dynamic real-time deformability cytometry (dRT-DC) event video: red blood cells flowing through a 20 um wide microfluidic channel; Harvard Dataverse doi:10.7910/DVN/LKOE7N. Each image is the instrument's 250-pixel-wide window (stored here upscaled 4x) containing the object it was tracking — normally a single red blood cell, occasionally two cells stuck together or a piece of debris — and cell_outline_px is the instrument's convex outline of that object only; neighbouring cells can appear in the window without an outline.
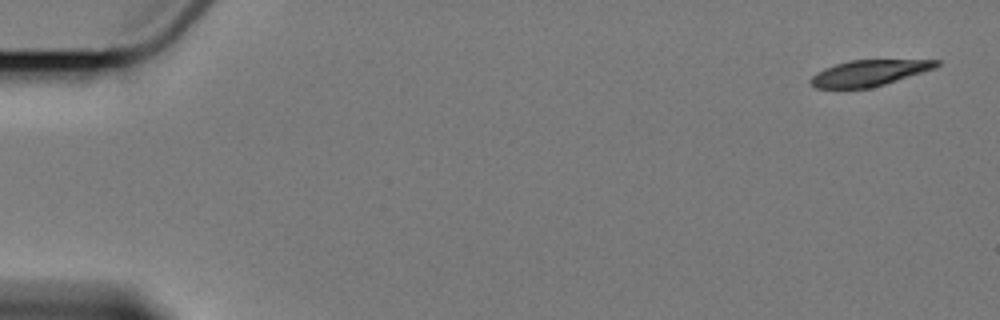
{"species": "Egyptian fruit bat (a non-hibernating species)", "species_latin": "Rousettus aegyptiacus", "temperature_condition": "cold", "stored_images_in_passage": 9, "camera_frame_rate_fps": 3000, "um_per_image_px": 0.085, "animal": {"sex": "female"}, "frame": {"image": 1, "passage_image": 1, "time_ms": 0.0, "image_size_px": [1000, 320], "cell_outline_px": [[940, 64], [936, 68], [884, 84], [868, 88], [816, 88], [808, 80], [816, 72], [824, 68], [836, 64], [852, 60], [940, 60]], "centroid_in_image_um": [73.86, 6.2], "position_along_channel_um": 11.1, "area_um2": 18.84}}
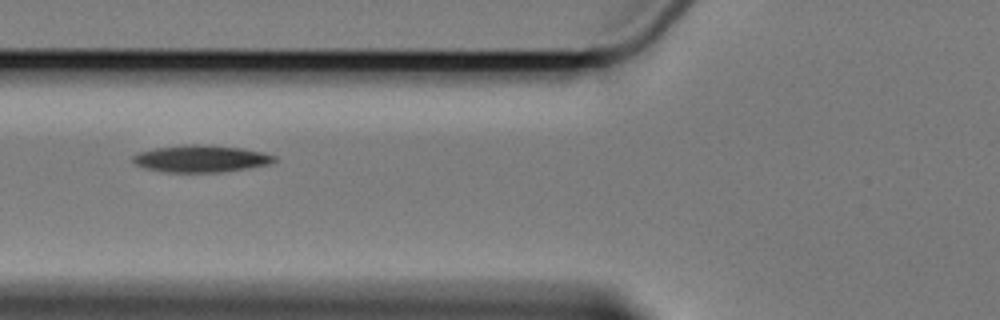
{"frame": {"image": 2, "passage_image": 7, "time_ms": 7.0, "image_size_px": [1000, 320], "cell_outline_px": [[276, 160], [268, 164], [248, 168], [224, 172], [160, 172], [144, 168], [136, 164], [132, 160], [132, 156], [140, 152], [156, 148], [184, 144], [208, 144], [240, 148], [260, 152], [276, 156]], "centroid_in_image_um": [17.05, 13.49], "position_along_channel_um": 108.8, "area_um2": 22.31}}
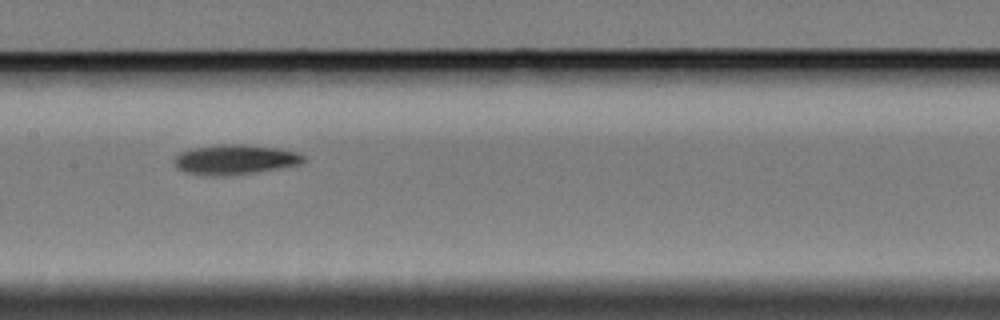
{"frame": {"image": 3, "passage_image": 9, "time_ms": 9.333, "image_size_px": [1000, 320], "cell_outline_px": [[304, 160], [300, 164], [280, 168], [256, 172], [228, 176], [212, 176], [184, 172], [176, 168], [172, 160], [180, 152], [188, 148], [220, 144], [244, 144], [280, 148], [296, 152], [304, 156]], "centroid_in_image_um": [19.92, 13.56], "position_along_channel_um": 187.5, "area_um2": 22.83}}